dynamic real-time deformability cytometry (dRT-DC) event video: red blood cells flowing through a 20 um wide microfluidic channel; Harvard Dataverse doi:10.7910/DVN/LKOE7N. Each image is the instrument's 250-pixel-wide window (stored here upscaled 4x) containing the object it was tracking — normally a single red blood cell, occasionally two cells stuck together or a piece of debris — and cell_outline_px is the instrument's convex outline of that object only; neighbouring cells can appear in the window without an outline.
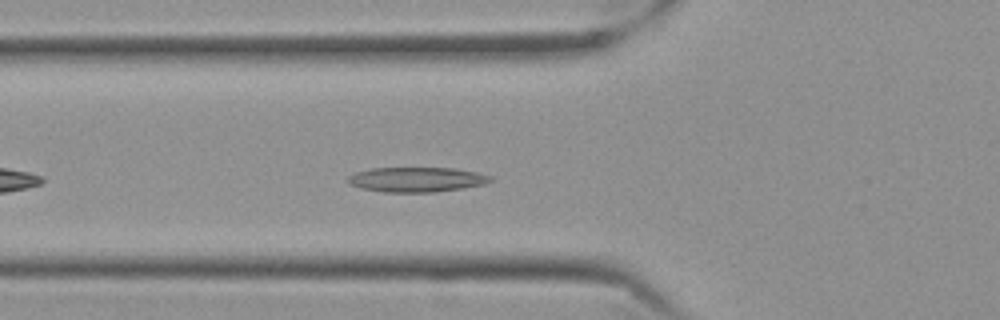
{"species": "Egyptian fruit bat (a non-hibernating species)", "species_latin": "Rousettus aegyptiacus", "temperature_condition": "cold", "stored_images_in_passage": 32, "camera_frame_rate_fps": 3000, "um_per_image_px": 0.085, "frame": {"image": 1, "passage_image": 7, "time_ms": 2.0, "image_size_px": [1000, 320], "cell_outline_px": [[492, 180], [484, 184], [464, 188], [436, 192], [384, 192], [360, 188], [348, 184], [344, 180], [348, 176], [356, 172], [368, 168], [452, 168], [476, 172], [492, 176]], "centroid_in_image_um": [35.35, 15.26], "position_along_channel_um": 90.4, "area_um2": 20.81}}
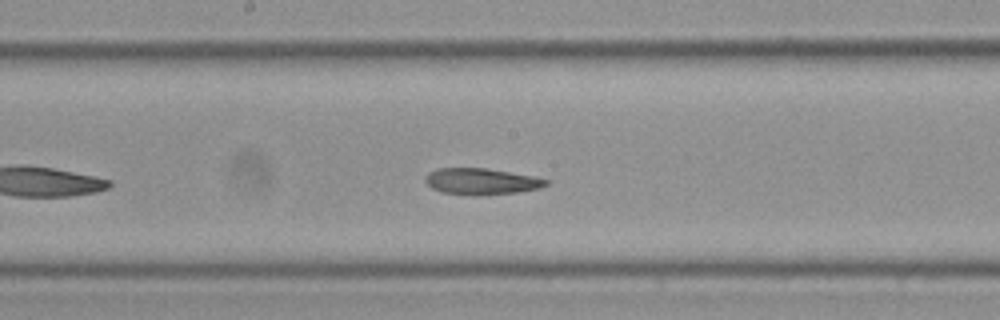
{"frame": {"image": 2, "passage_image": 17, "time_ms": 5.333, "image_size_px": [1000, 320], "cell_outline_px": [[548, 184], [540, 188], [516, 192], [476, 196], [440, 192], [432, 188], [424, 180], [424, 176], [428, 172], [436, 168], [484, 168], [532, 176], [548, 180]], "centroid_in_image_um": [40.85, 15.42], "position_along_channel_um": 207.4, "area_um2": 18.5}}
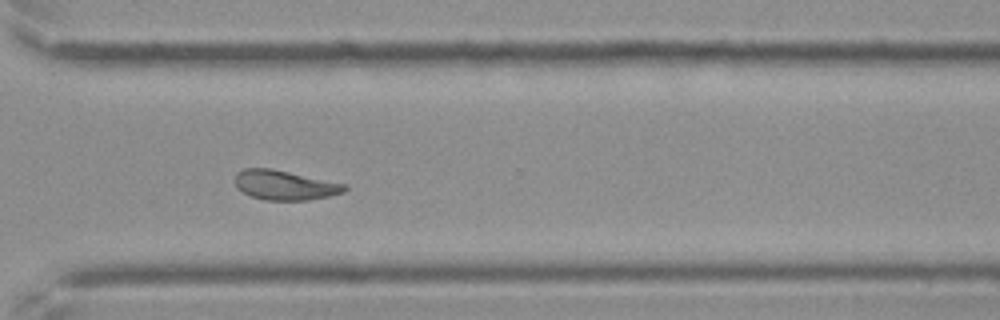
{"frame": {"image": 3, "passage_image": 29, "time_ms": 9.333, "image_size_px": [1000, 320], "cell_outline_px": [[348, 188], [344, 192], [328, 196], [308, 200], [264, 200], [252, 196], [236, 188], [232, 180], [236, 172], [244, 168], [272, 168], [348, 184]], "centroid_in_image_um": [24.18, 15.72], "position_along_channel_um": 346.4, "area_um2": 19.25}, "authors_computed_cell_mechanics": {"area_um2": 18.8717, "velocity_mm_per_s": 3.4862, "shape_relaxation_time_tau1_ms": null, "shape_relaxation_time_tau2_ms": 6.0099, "deformation_change_tau1": null, "deformation_change_tau2": 0.1198}}